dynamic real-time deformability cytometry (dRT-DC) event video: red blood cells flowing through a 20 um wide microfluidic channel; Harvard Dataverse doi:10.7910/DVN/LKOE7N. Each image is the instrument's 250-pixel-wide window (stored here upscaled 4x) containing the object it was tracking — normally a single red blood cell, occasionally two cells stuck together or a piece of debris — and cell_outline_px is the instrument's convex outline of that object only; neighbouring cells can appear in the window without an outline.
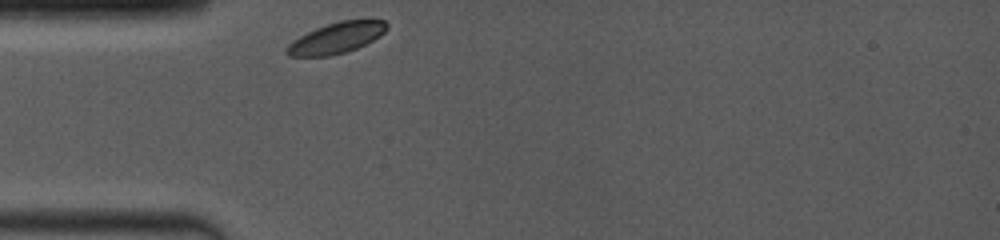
{"species": "common noctule bat (a hibernating species)", "species_latin": "Nyctalus noctula", "temperature_condition": "room temperature", "stored_images_in_passage": 25, "camera_frame_rate_fps": 4000, "um_per_image_px": 0.085, "animal": {"sex": "female", "body_mass_g": 19.0, "forearm_length_mm": 53.3}, "frame": {"image": 1, "passage_image": 1, "time_ms": 0.0, "image_size_px": [1000, 240], "cell_outline_px": [[388, 28], [380, 36], [356, 48], [344, 52], [328, 56], [288, 56], [284, 52], [284, 48], [292, 40], [316, 28], [340, 20], [384, 20], [388, 24]], "centroid_in_image_um": [28.56, 3.23], "position_along_channel_um": 56.4, "area_um2": 17.86}}
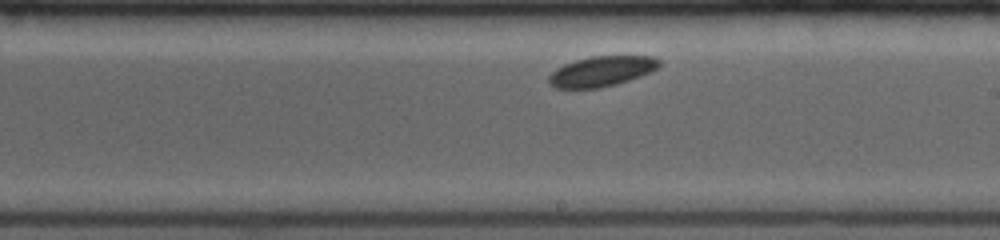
{"frame": {"image": 2, "passage_image": 15, "time_ms": 5.0, "image_size_px": [1000, 240], "cell_outline_px": [[660, 64], [652, 72], [616, 84], [600, 88], [556, 88], [548, 84], [548, 76], [556, 68], [564, 64], [576, 60], [592, 56], [656, 56], [660, 60]], "centroid_in_image_um": [51.13, 6.06], "position_along_channel_um": 237.9, "area_um2": 19.48}}
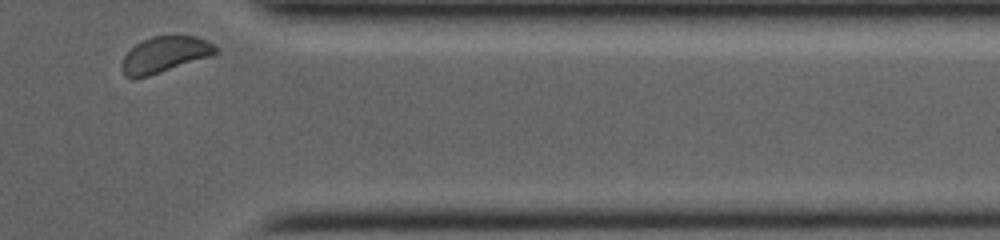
{"frame": {"image": 3, "passage_image": 25, "time_ms": 9.25, "image_size_px": [1000, 240], "cell_outline_px": [[220, 52], [212, 56], [148, 76], [124, 76], [120, 64], [124, 56], [136, 44], [152, 36], [196, 36], [212, 44]], "centroid_in_image_um": [14.02, 4.63], "position_along_channel_um": 397.4, "area_um2": 19.31}}